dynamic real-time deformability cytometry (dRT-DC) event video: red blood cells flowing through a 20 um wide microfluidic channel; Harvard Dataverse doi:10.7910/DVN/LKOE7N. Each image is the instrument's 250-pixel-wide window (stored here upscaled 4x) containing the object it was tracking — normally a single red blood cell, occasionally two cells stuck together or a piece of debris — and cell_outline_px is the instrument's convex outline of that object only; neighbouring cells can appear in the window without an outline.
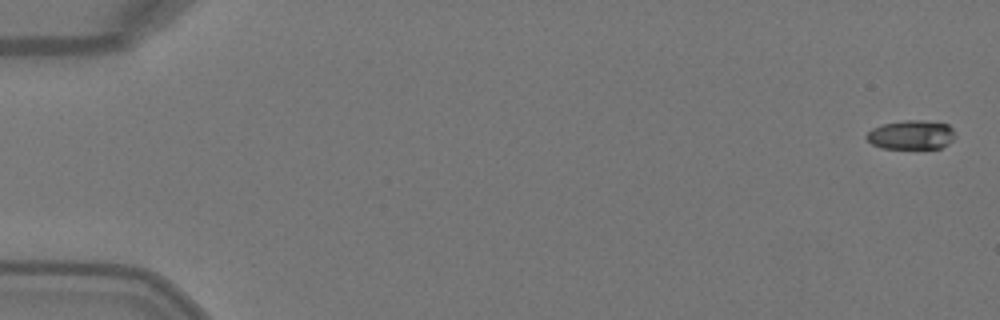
{"species": "Egyptian fruit bat (a non-hibernating species)", "species_latin": "Rousettus aegyptiacus", "temperature_condition": "warm", "stored_images_in_passage": 2, "camera_frame_rate_fps": 3000, "um_per_image_px": 0.085, "animal": {"sex": "female"}, "frame": {"image": 1, "passage_image": 2, "time_ms": 0.333, "image_size_px": [1000, 320], "cell_outline_px": [[956, 136], [948, 144], [940, 148], [880, 148], [872, 144], [864, 136], [872, 128], [880, 124], [904, 120], [924, 120], [948, 124], [952, 128]], "centroid_in_image_um": [77.44, 11.45], "position_along_channel_um": 7.6, "area_um2": 15.2}}